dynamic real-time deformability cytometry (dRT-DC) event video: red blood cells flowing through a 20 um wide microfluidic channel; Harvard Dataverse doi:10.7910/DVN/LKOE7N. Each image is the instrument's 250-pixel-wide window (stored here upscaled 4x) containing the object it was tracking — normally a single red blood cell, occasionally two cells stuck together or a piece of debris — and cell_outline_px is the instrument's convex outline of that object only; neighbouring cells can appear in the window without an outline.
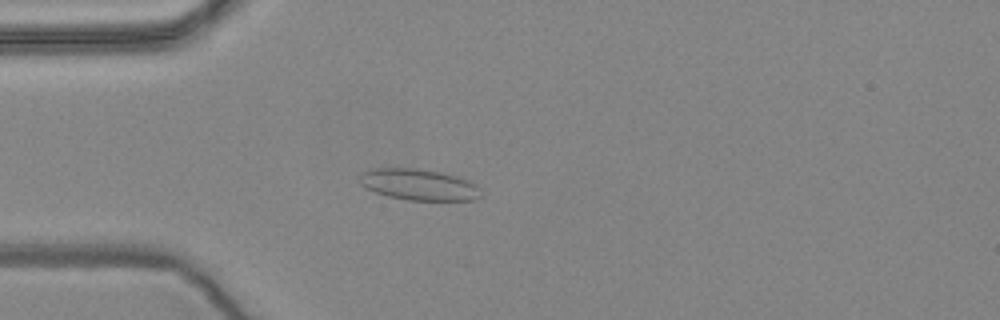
{"species": "common noctule bat (a hibernating species)", "species_latin": "Nyctalus noctula", "temperature_condition": "warm", "stored_images_in_passage": 32, "camera_frame_rate_fps": 3000, "um_per_image_px": 0.085, "animal": {"sex": "female", "body_mass_g": 24.6, "forearm_length_mm": 56.2}, "frame": {"image": 1, "passage_image": 16, "time_ms": 5.0, "image_size_px": [1000, 320], "cell_outline_px": [[484, 196], [476, 200], [408, 200], [388, 196], [376, 192], [360, 184], [360, 176], [364, 172], [372, 168], [416, 168], [440, 172], [456, 176], [468, 180], [476, 184], [480, 188]], "centroid_in_image_um": [35.66, 15.7], "position_along_channel_um": 49.3, "area_um2": 22.14}}
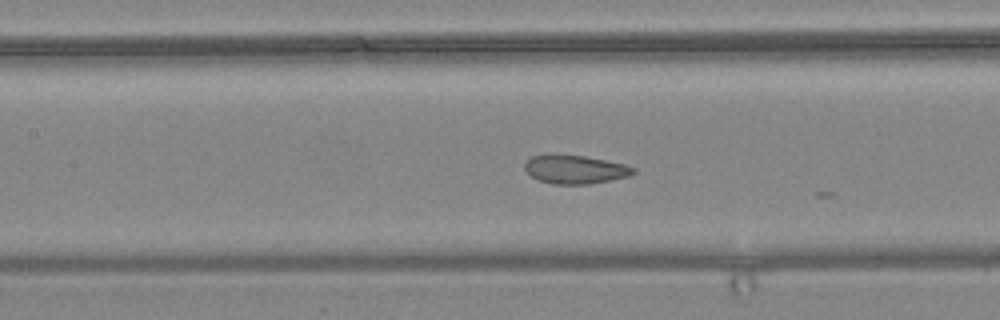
{"frame": {"image": 2, "passage_image": 26, "time_ms": 8.333, "image_size_px": [1000, 320], "cell_outline_px": [[636, 172], [628, 176], [588, 184], [552, 184], [536, 180], [524, 168], [524, 164], [532, 156], [584, 156], [624, 164], [636, 168]], "centroid_in_image_um": [48.89, 14.43], "position_along_channel_um": 158.5, "area_um2": 17.57}}
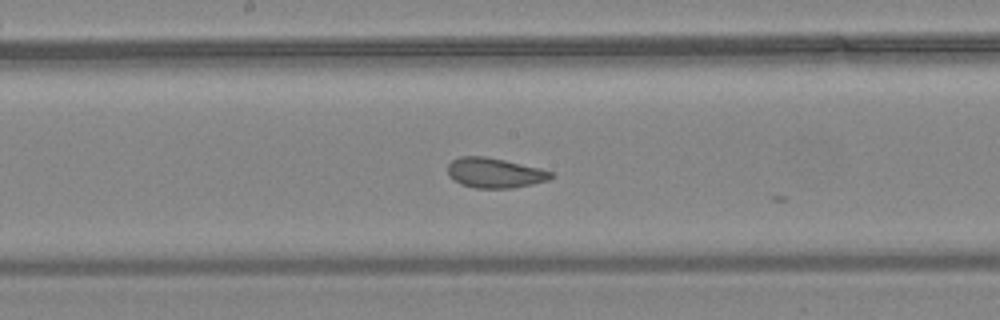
{"frame": {"image": 3, "passage_image": 30, "time_ms": 9.667, "image_size_px": [1000, 320], "cell_outline_px": [[556, 176], [548, 180], [532, 184], [512, 188], [472, 188], [460, 184], [448, 176], [448, 164], [452, 160], [460, 156], [484, 156], [504, 160], [540, 168], [552, 172]], "centroid_in_image_um": [42.04, 14.7], "position_along_channel_um": 206.2, "area_um2": 18.15}}